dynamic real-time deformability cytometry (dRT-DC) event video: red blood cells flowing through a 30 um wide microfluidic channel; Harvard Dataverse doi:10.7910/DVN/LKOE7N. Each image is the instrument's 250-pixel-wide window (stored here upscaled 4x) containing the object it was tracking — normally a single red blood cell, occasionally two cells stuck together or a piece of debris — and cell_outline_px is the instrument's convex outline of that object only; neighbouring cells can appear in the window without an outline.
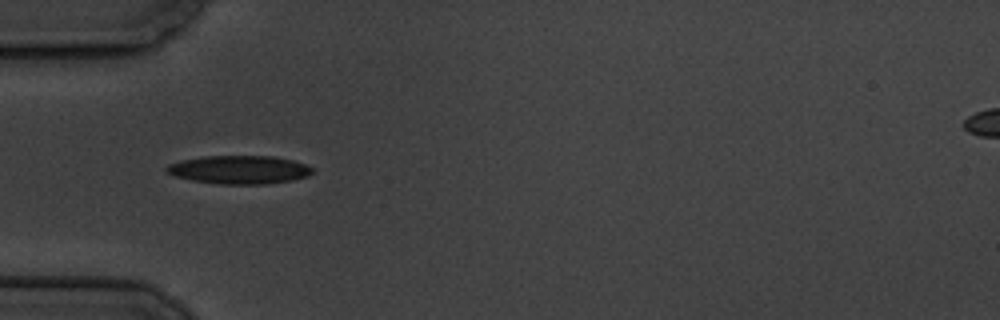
{"species": "common noctule bat (a hibernating species)", "species_latin": "Nyctalus noctula", "temperature_condition": "cold", "stored_images_in_passage": 2, "camera_frame_rate_fps": 3000, "um_per_image_px": 0.085, "animal": {"sex": "male", "body_mass_g": 19.5, "forearm_length_mm": 54.6}, "frame": {"image": 1, "passage_image": 1, "time_ms": 0.0, "image_size_px": [1000, 320], "cell_outline_px": [[312, 172], [308, 176], [292, 180], [264, 184], [216, 184], [192, 180], [176, 176], [168, 172], [164, 168], [168, 164], [180, 160], [204, 156], [272, 156], [292, 160], [304, 164], [312, 168]], "centroid_in_image_um": [20.31, 14.42], "position_along_channel_um": 64.7, "area_um2": 23.99}}